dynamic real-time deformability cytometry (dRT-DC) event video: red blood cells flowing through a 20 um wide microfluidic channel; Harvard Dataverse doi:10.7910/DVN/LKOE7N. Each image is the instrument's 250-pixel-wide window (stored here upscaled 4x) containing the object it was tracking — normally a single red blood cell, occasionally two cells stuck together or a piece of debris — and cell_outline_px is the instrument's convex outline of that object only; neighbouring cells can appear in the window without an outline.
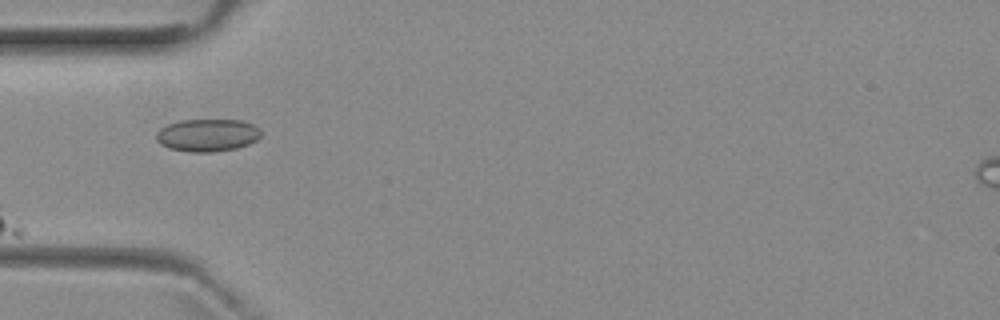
{"species": "common noctule bat (a hibernating species)", "species_latin": "Nyctalus noctula", "temperature_condition": "room temperature", "stored_images_in_passage": 7, "camera_frame_rate_fps": 3000, "um_per_image_px": 0.085, "animal": {"sex": "female", "body_mass_g": 29.2, "forearm_length_mm": 56.3}, "frame": {"image": 1, "passage_image": 4, "time_ms": 3.667, "image_size_px": [1000, 320], "cell_outline_px": [[260, 136], [256, 140], [248, 144], [236, 148], [212, 152], [192, 152], [168, 148], [160, 144], [156, 140], [156, 132], [160, 128], [168, 124], [180, 120], [240, 120], [252, 124], [260, 128]], "centroid_in_image_um": [17.61, 11.49], "position_along_channel_um": 67.4, "area_um2": 19.88}}